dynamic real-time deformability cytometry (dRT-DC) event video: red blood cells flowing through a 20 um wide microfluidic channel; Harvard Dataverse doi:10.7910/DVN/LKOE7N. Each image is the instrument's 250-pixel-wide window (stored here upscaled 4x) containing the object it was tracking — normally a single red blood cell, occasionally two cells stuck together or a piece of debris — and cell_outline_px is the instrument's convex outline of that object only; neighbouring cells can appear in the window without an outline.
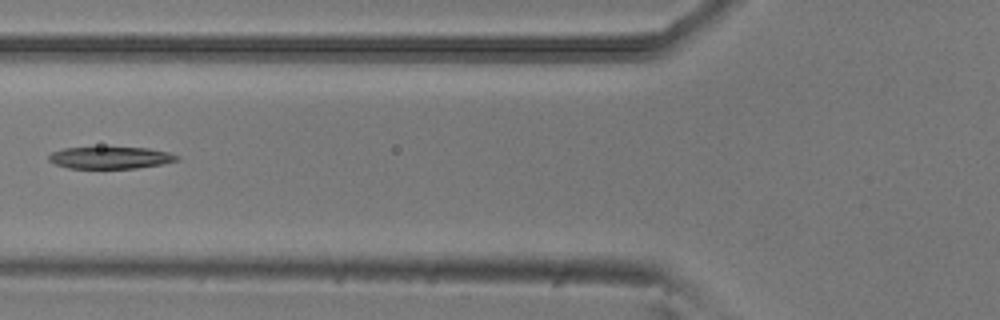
{"species": "common noctule bat (a hibernating species)", "species_latin": "Nyctalus noctula", "temperature_condition": "room temperature", "stored_images_in_passage": 6, "camera_frame_rate_fps": 3000, "um_per_image_px": 0.085, "animal": {"sex": "male", "body_mass_g": 20.5, "forearm_length_mm": 52.5}, "frame": {"image": 1, "passage_image": 6, "time_ms": 1.667, "image_size_px": [1000, 320], "cell_outline_px": [[180, 160], [160, 164], [136, 168], [68, 168], [56, 164], [48, 160], [48, 156], [52, 152], [64, 148], [148, 148], [168, 152], [180, 156]], "centroid_in_image_um": [9.4, 13.41], "position_along_channel_um": 116.4, "area_um2": 16.18}}